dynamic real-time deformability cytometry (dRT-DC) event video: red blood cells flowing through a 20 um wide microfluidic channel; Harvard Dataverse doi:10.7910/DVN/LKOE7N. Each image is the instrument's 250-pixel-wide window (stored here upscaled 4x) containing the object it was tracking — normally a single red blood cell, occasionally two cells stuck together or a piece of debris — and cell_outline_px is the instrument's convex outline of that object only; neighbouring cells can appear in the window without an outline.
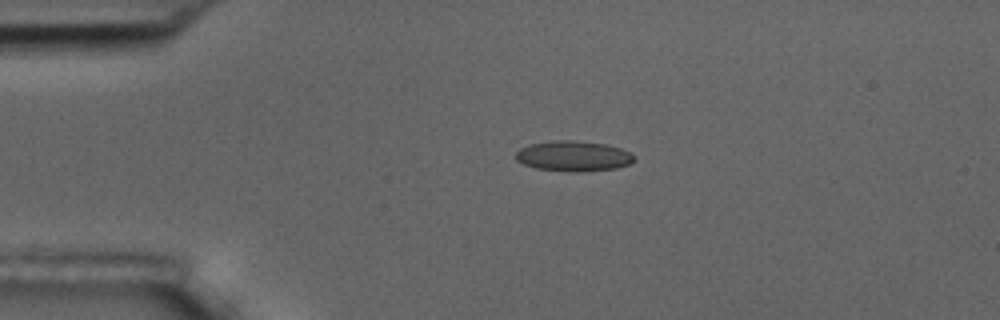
{"species": "common noctule bat (a hibernating species)", "species_latin": "Nyctalus noctula", "temperature_condition": "room temperature", "stored_images_in_passage": 2, "camera_frame_rate_fps": 3000, "um_per_image_px": 0.085, "animal": {"sex": "male", "body_mass_g": 17.5, "forearm_length_mm": 52.3}, "frame": {"image": 1, "passage_image": 2, "time_ms": 1.333, "image_size_px": [1000, 320], "cell_outline_px": [[636, 160], [628, 164], [616, 168], [584, 172], [572, 172], [536, 168], [524, 164], [516, 160], [516, 152], [520, 148], [528, 144], [556, 140], [576, 140], [604, 144], [620, 148], [628, 152]], "centroid_in_image_um": [48.71, 13.27], "position_along_channel_um": 36.3, "area_um2": 20.92}}